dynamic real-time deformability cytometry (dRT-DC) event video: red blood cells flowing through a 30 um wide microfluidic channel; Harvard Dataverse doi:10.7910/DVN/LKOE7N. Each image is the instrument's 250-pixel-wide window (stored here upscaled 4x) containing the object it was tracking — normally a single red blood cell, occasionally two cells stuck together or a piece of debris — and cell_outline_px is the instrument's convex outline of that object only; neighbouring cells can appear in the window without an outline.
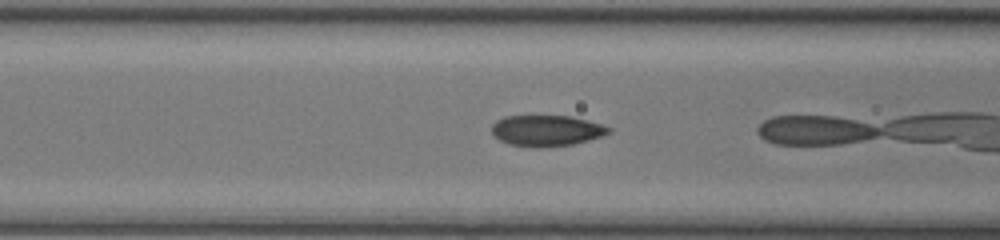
{"species": "common noctule bat (a hibernating species)", "species_latin": "Nyctalus noctula", "temperature_condition": "room temperature", "stored_images_in_passage": 20, "camera_frame_rate_fps": 3000, "um_per_image_px": 0.085, "animal": {"sex": "female", "body_mass_g": 17.0, "forearm_length_mm": 48.0}, "frame": {"image": 1, "passage_image": 15, "time_ms": 4.667, "image_size_px": [1000, 240], "cell_outline_px": [[612, 132], [604, 136], [572, 144], [540, 148], [532, 148], [508, 144], [492, 136], [492, 124], [496, 120], [504, 116], [568, 116], [588, 120], [612, 128]], "centroid_in_image_um": [46.44, 11.11], "position_along_channel_um": 120.2, "area_um2": 21.39}}